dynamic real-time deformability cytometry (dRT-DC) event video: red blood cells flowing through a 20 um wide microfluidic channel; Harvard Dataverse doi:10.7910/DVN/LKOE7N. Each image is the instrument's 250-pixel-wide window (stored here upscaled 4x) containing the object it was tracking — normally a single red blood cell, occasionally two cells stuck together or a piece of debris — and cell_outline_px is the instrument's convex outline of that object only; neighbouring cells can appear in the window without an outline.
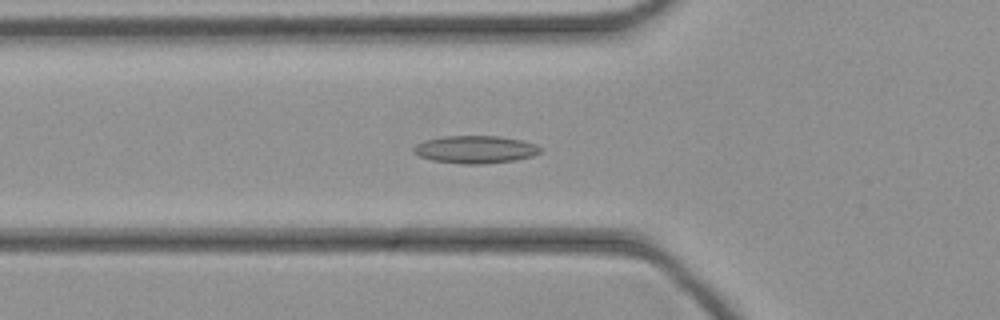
{"species": "common noctule bat (a hibernating species)", "species_latin": "Nyctalus noctula", "temperature_condition": "cold", "stored_images_in_passage": 45, "segment_of_instrument_passage": [1, 2], "camera_frame_rate_fps": 3000, "um_per_image_px": 0.085, "animal": {"sex": "female", "body_mass_g": 21.9}, "frame": {"image": 1, "passage_image": 14, "time_ms": 4.333, "image_size_px": [1000, 320], "cell_outline_px": [[540, 152], [532, 156], [516, 160], [480, 164], [464, 164], [432, 160], [420, 156], [412, 152], [412, 148], [416, 144], [424, 140], [444, 136], [500, 136], [524, 140], [536, 144], [540, 148]], "centroid_in_image_um": [40.39, 12.69], "position_along_channel_um": 85.4, "area_um2": 20.46}}
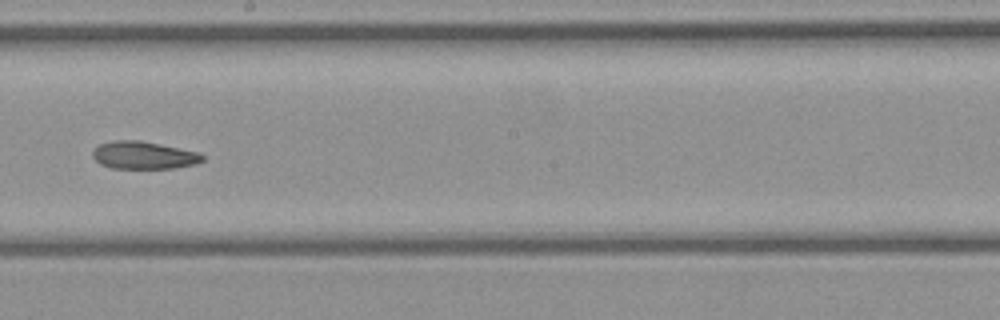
{"frame": {"image": 2, "passage_image": 24, "time_ms": 7.667, "image_size_px": [1000, 320], "cell_outline_px": [[204, 160], [196, 164], [172, 168], [112, 168], [100, 164], [92, 156], [92, 152], [100, 144], [116, 140], [140, 140], [200, 152], [204, 156]], "centroid_in_image_um": [12.24, 13.19], "position_along_channel_um": 236.0, "area_um2": 17.63}}
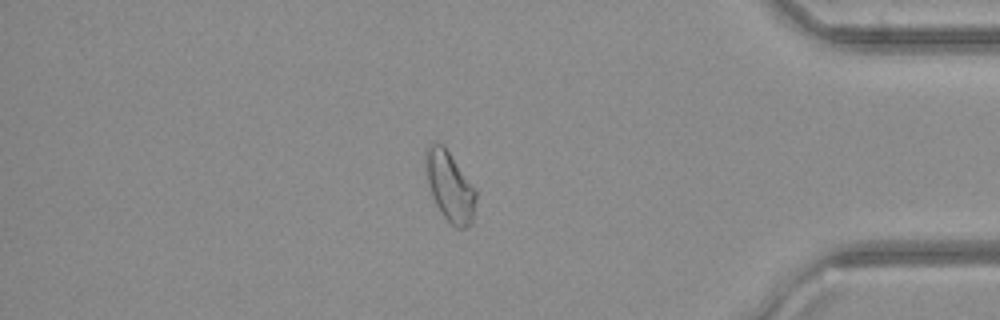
{"frame": {"image": 3, "passage_image": 37, "time_ms": 12.0, "image_size_px": [1000, 320], "cell_outline_px": [[476, 200], [472, 224], [464, 228], [456, 228], [440, 212], [432, 196], [428, 184], [424, 160], [424, 152], [428, 144], [440, 144], [448, 152], [476, 188]], "centroid_in_image_um": [38.23, 15.87], "position_along_channel_um": 397.0, "area_um2": 20.35}}